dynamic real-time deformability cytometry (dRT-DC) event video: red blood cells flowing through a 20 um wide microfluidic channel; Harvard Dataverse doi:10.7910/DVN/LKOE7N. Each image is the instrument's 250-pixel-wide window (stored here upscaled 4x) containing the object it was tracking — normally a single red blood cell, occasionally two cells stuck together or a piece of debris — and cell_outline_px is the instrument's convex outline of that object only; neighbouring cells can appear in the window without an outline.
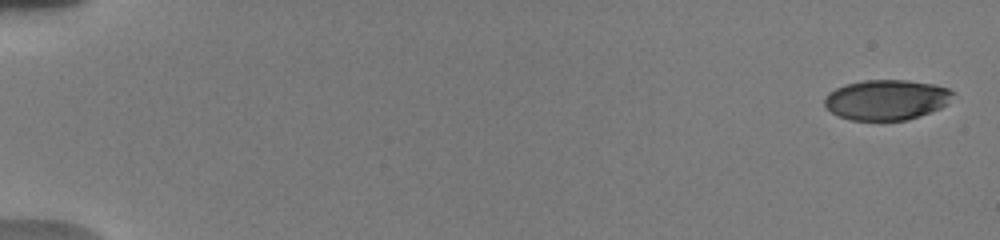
{"species": "human", "species_latin": "Homo sapiens", "temperature_condition": "warm", "stored_images_in_passage": 17, "camera_frame_rate_fps": 3000, "um_per_image_px": 0.085, "donor": {"sex": "male"}, "frame": {"image": 1, "passage_image": 1, "time_ms": 0.0, "image_size_px": [1000, 240], "cell_outline_px": [[956, 92], [940, 108], [908, 120], [852, 120], [836, 116], [824, 104], [824, 96], [828, 92], [844, 84], [864, 80], [904, 80], [932, 84], [948, 88]], "centroid_in_image_um": [75.3, 8.48], "position_along_channel_um": 9.7, "area_um2": 30.06}}
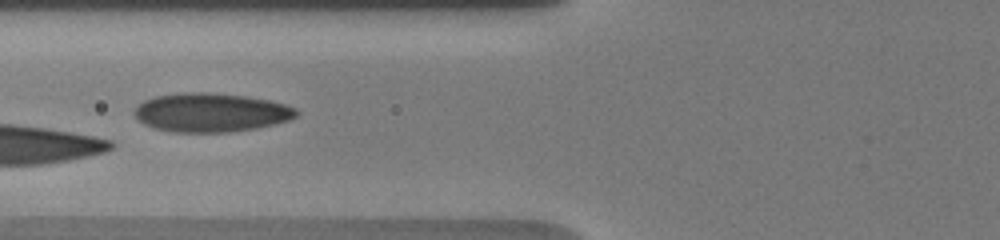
{"frame": {"image": 2, "passage_image": 8, "time_ms": 7.333, "image_size_px": [1000, 240], "cell_outline_px": [[300, 112], [296, 116], [288, 120], [276, 124], [256, 128], [228, 132], [172, 132], [156, 128], [144, 124], [136, 116], [136, 108], [144, 100], [156, 96], [180, 92], [208, 92], [244, 96], [268, 100], [284, 104], [296, 108]], "centroid_in_image_um": [17.96, 9.56], "position_along_channel_um": 107.8, "area_um2": 36.47}}